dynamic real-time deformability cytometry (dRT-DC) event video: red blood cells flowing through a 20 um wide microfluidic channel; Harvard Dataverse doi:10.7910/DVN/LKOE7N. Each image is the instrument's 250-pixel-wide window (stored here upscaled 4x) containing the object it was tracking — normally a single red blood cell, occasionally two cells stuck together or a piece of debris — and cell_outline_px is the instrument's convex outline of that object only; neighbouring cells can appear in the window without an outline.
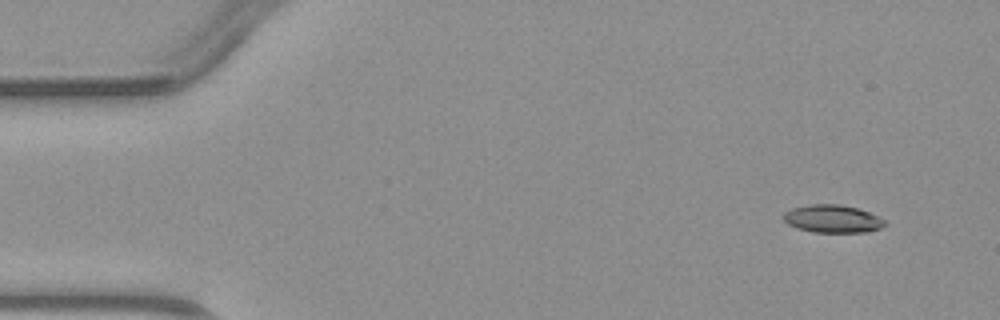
{"species": "common noctule bat (a hibernating species)", "species_latin": "Nyctalus noctula", "temperature_condition": "warm", "stored_images_in_passage": 5, "camera_frame_rate_fps": 3000, "um_per_image_px": 0.085, "animal": {"sex": "male", "body_mass_g": 23.1, "forearm_length_mm": 52.7}, "frame": {"image": 1, "passage_image": 2, "time_ms": 1.0, "image_size_px": [1000, 320], "cell_outline_px": [[888, 224], [880, 228], [868, 232], [812, 232], [796, 228], [788, 224], [784, 220], [784, 212], [792, 208], [808, 204], [840, 204], [856, 208], [868, 212], [888, 220]], "centroid_in_image_um": [70.79, 18.6], "position_along_channel_um": 14.2, "area_um2": 16.59}}
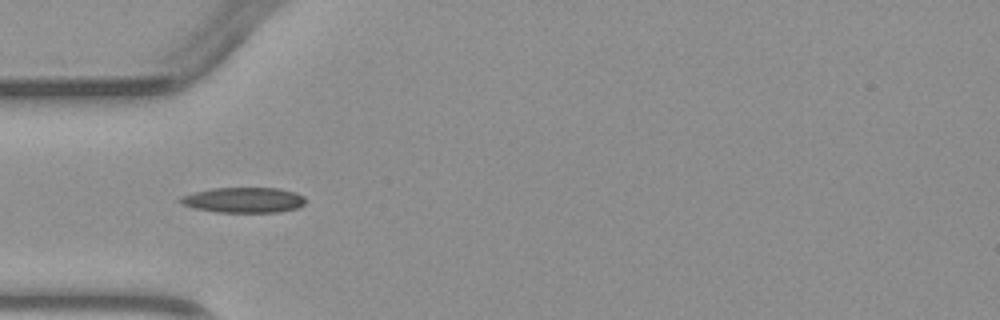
{"frame": {"image": 2, "passage_image": 5, "time_ms": 4.667, "image_size_px": [1000, 320], "cell_outline_px": [[304, 204], [296, 208], [276, 212], [216, 212], [196, 208], [180, 204], [176, 200], [180, 196], [192, 192], [212, 188], [276, 188], [296, 192], [304, 196]], "centroid_in_image_um": [20.64, 16.99], "position_along_channel_um": 64.4, "area_um2": 18.55}}